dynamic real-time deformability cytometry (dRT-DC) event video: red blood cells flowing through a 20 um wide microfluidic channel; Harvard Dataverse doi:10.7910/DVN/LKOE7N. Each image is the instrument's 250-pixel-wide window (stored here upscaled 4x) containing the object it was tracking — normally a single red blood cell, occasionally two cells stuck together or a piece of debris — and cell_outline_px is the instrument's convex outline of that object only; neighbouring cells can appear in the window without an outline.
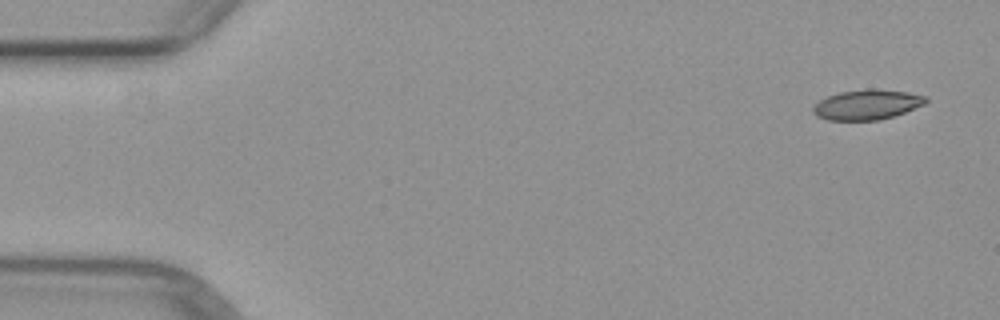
{"species": "common noctule bat (a hibernating species)", "species_latin": "Nyctalus noctula", "temperature_condition": "warm", "stored_images_in_passage": 4, "camera_frame_rate_fps": 3000, "um_per_image_px": 0.085, "animal": {"sex": "female", "body_mass_g": 29.2, "forearm_length_mm": 56.3}, "frame": {"image": 1, "passage_image": 1, "time_ms": 0.0, "image_size_px": [1000, 320], "cell_outline_px": [[928, 100], [924, 104], [904, 112], [880, 120], [828, 120], [816, 116], [812, 112], [812, 108], [820, 100], [828, 96], [840, 92], [868, 88], [872, 88], [908, 92], [928, 96]], "centroid_in_image_um": [73.7, 8.88], "position_along_channel_um": 11.3, "area_um2": 19.71}}